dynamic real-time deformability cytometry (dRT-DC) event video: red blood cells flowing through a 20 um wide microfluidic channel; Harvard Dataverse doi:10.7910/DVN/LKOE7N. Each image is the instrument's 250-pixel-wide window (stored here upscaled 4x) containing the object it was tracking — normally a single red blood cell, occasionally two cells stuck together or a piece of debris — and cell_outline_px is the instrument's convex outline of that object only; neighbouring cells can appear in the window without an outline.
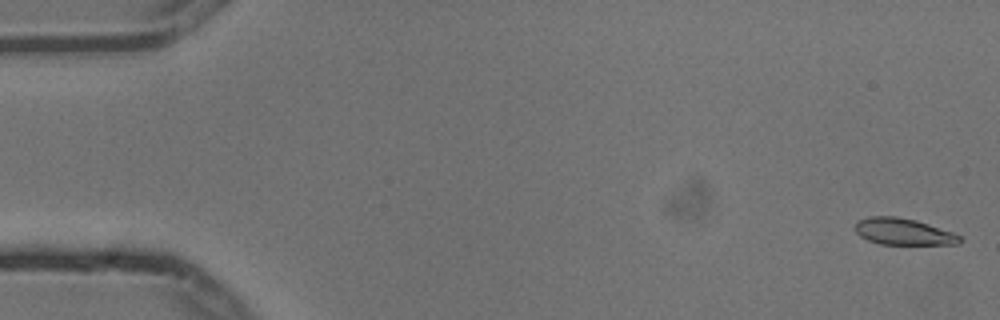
{"species": "common noctule bat (a hibernating species)", "species_latin": "Nyctalus noctula", "temperature_condition": "cold", "stored_images_in_passage": 6, "camera_frame_rate_fps": 3000, "um_per_image_px": 0.085, "animal": {"sex": "male", "body_mass_g": 13.3}, "frame": {"image": 1, "passage_image": 1, "time_ms": 0.0, "image_size_px": [1000, 320], "cell_outline_px": [[964, 240], [960, 244], [880, 244], [868, 240], [860, 236], [856, 232], [856, 224], [860, 220], [868, 216], [896, 216], [916, 220], [952, 232], [960, 236]], "centroid_in_image_um": [76.8, 19.69], "position_along_channel_um": 8.2, "area_um2": 16.13}}
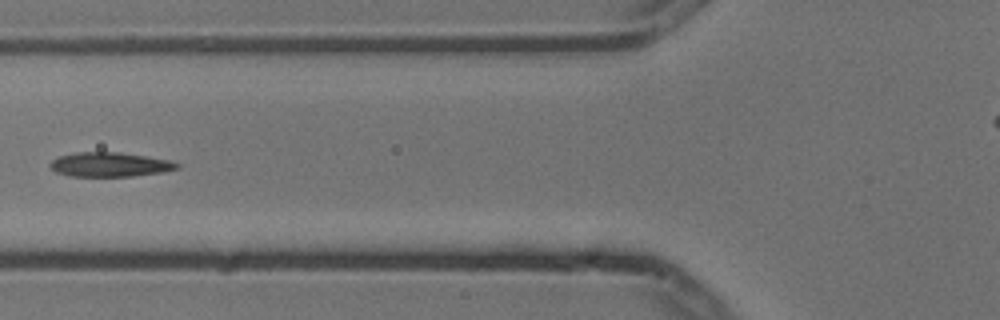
{"frame": {"image": 2, "passage_image": 6, "time_ms": 1.667, "image_size_px": [1000, 320], "cell_outline_px": [[180, 168], [164, 172], [132, 176], [68, 176], [56, 172], [48, 164], [52, 160], [60, 156], [76, 152], [120, 152], [172, 160], [180, 164]], "centroid_in_image_um": [9.37, 13.98], "position_along_channel_um": 116.4, "area_um2": 18.15}}